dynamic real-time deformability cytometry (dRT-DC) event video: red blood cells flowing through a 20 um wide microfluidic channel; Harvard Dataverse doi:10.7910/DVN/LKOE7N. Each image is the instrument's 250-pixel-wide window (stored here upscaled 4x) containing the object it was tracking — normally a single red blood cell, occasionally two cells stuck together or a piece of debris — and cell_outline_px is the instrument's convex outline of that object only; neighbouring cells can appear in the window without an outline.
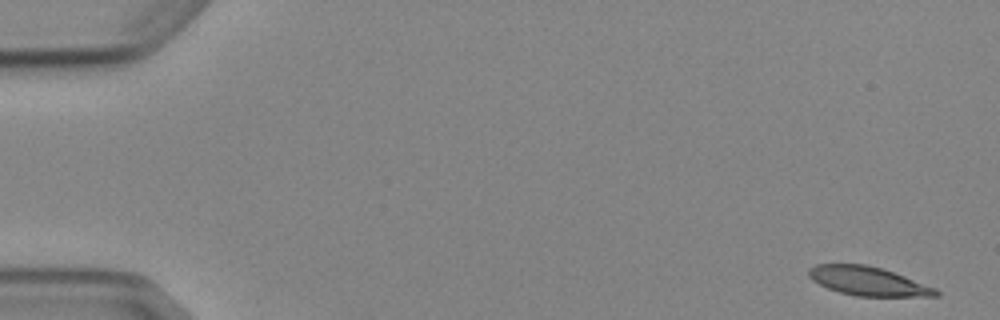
{"species": "Egyptian fruit bat (a non-hibernating species)", "species_latin": "Rousettus aegyptiacus", "temperature_condition": "cold", "stored_images_in_passage": 5, "camera_frame_rate_fps": 3000, "um_per_image_px": 0.085, "animal": {"sex": "female"}, "frame": {"image": 1, "passage_image": 1, "time_ms": 0.0, "image_size_px": [1000, 320], "cell_outline_px": [[940, 296], [856, 296], [840, 292], [828, 288], [812, 280], [808, 276], [808, 268], [816, 264], [868, 264], [904, 276], [936, 288], [940, 292]], "centroid_in_image_um": [73.77, 23.89], "position_along_channel_um": 11.2, "area_um2": 21.27}}
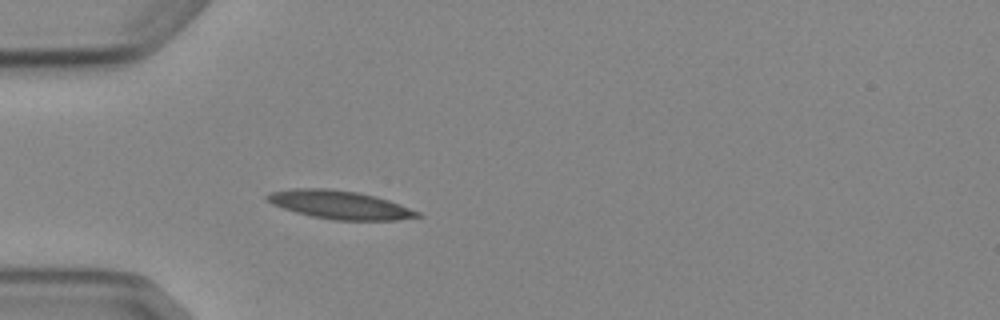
{"frame": {"image": 2, "passage_image": 5, "time_ms": 4.667, "image_size_px": [1000, 320], "cell_outline_px": [[424, 216], [396, 220], [332, 220], [312, 216], [296, 212], [272, 204], [264, 196], [268, 192], [292, 188], [332, 188], [356, 192], [376, 196], [400, 204], [420, 212]], "centroid_in_image_um": [28.87, 17.4], "position_along_channel_um": 56.1, "area_um2": 24.91}}